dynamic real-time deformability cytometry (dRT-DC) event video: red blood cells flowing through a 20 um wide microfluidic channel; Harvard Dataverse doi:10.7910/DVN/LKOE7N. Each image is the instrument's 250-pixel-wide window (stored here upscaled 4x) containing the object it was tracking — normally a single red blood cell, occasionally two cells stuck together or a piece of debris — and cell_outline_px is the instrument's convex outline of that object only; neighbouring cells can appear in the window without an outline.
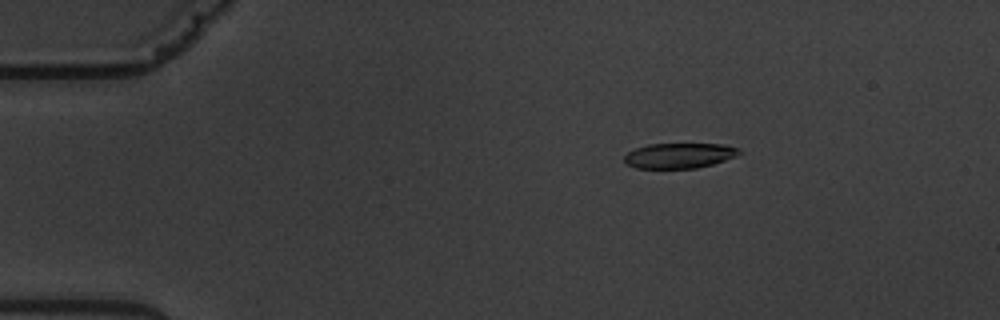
{"species": "common noctule bat (a hibernating species)", "species_latin": "Nyctalus noctula", "temperature_condition": "warm", "stored_images_in_passage": 3, "camera_frame_rate_fps": 3000, "um_per_image_px": 0.085, "animal": {"sex": "male", "body_mass_g": 19.5, "forearm_length_mm": 54.6}, "frame": {"image": 1, "passage_image": 1, "time_ms": 0.0, "image_size_px": [1000, 320], "cell_outline_px": [[744, 152], [736, 156], [712, 164], [696, 168], [636, 168], [624, 164], [624, 156], [628, 152], [636, 148], [648, 144], [720, 144], [740, 148]], "centroid_in_image_um": [57.73, 13.22], "position_along_channel_um": 27.3, "area_um2": 16.94}}